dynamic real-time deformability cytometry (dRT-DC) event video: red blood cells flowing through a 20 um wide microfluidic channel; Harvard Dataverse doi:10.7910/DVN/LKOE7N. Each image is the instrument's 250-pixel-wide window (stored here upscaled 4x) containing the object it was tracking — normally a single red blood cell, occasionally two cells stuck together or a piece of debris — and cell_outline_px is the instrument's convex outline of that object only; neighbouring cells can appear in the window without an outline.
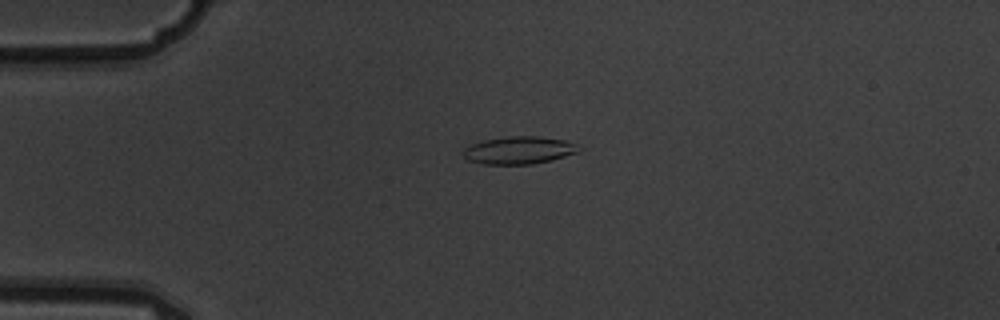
{"species": "common noctule bat (a hibernating species)", "species_latin": "Nyctalus noctula", "temperature_condition": "warm", "stored_images_in_passage": 3, "camera_frame_rate_fps": 3000, "um_per_image_px": 0.085, "animal": {"sex": "male", "body_mass_g": 19.5, "forearm_length_mm": 54.6}, "frame": {"image": 1, "passage_image": 1, "time_ms": 0.0, "image_size_px": [1000, 320], "cell_outline_px": [[584, 148], [576, 152], [552, 160], [532, 164], [480, 164], [468, 160], [464, 156], [464, 148], [472, 144], [484, 140], [508, 136], [540, 136], [564, 140], [576, 144]], "centroid_in_image_um": [44.12, 12.77], "position_along_channel_um": 40.9, "area_um2": 18.55}}
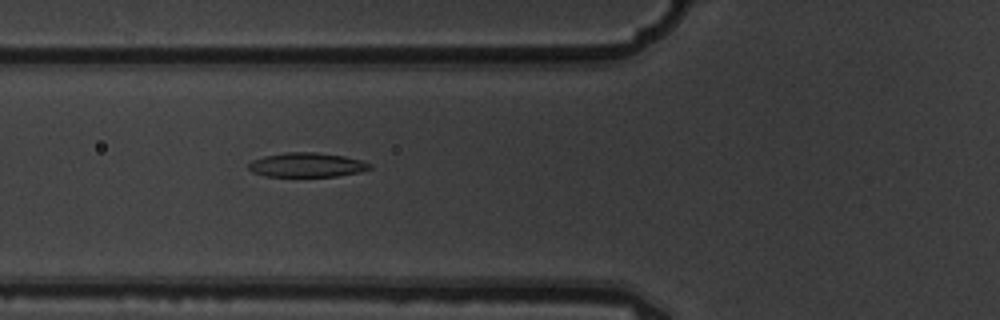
{"frame": {"image": 2, "passage_image": 3, "time_ms": 0.667, "image_size_px": [1000, 320], "cell_outline_px": [[372, 168], [360, 172], [336, 176], [264, 176], [252, 172], [248, 168], [248, 164], [252, 160], [264, 156], [284, 152], [316, 152], [344, 156], [360, 160], [372, 164]], "centroid_in_image_um": [26.07, 14.01], "position_along_channel_um": 99.7, "area_um2": 17.22}}